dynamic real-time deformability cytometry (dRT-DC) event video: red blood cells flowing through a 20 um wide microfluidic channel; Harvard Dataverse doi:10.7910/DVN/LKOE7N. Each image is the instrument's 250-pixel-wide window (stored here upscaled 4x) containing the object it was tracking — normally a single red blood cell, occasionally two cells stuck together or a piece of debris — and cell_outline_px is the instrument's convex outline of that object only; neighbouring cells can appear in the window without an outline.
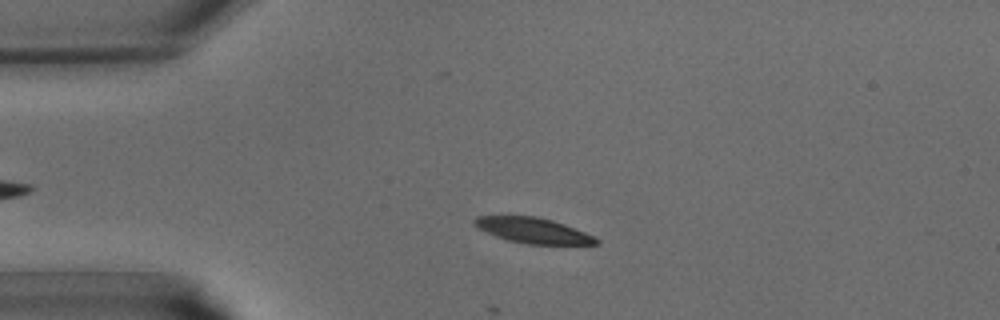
{"species": "common noctule bat (a hibernating species)", "species_latin": "Nyctalus noctula", "temperature_condition": "warm", "stored_images_in_passage": 25, "camera_frame_rate_fps": 3000, "um_per_image_px": 0.085, "animal": {"sex": "male", "body_mass_g": 15.6}, "frame": {"image": 1, "passage_image": 7, "time_ms": 2.0, "image_size_px": [1000, 320], "cell_outline_px": [[600, 244], [528, 244], [508, 240], [496, 236], [472, 224], [472, 220], [476, 216], [536, 216], [552, 220], [564, 224], [596, 236], [600, 240]], "centroid_in_image_um": [45.35, 19.58], "position_along_channel_um": 39.7, "area_um2": 17.98}}
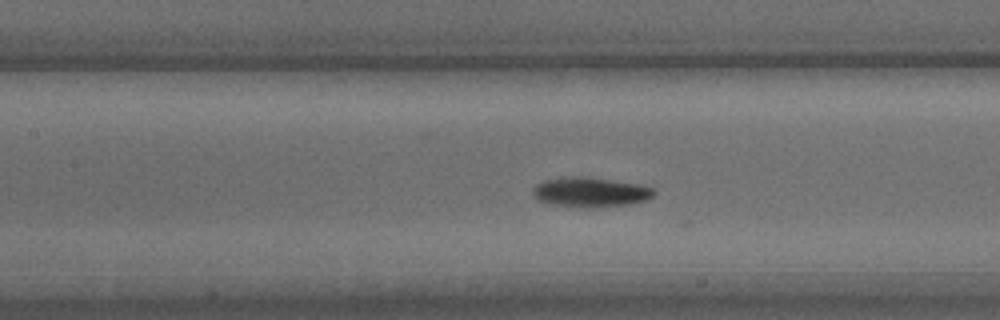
{"frame": {"image": 2, "passage_image": 16, "time_ms": 5.0, "image_size_px": [1000, 320], "cell_outline_px": [[656, 192], [652, 196], [644, 200], [632, 204], [592, 208], [580, 208], [552, 204], [540, 200], [532, 192], [532, 188], [536, 184], [544, 180], [568, 176], [580, 176], [640, 184], [656, 188]], "centroid_in_image_um": [50.2, 16.34], "position_along_channel_um": 157.2, "area_um2": 21.1}}
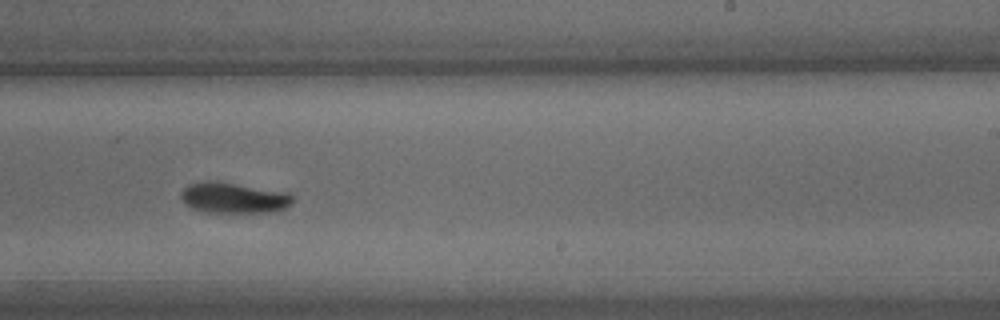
{"frame": {"image": 3, "passage_image": 23, "time_ms": 7.333, "image_size_px": [1000, 320], "cell_outline_px": [[292, 200], [284, 208], [276, 212], [208, 212], [188, 208], [184, 204], [180, 196], [180, 192], [188, 184], [204, 180], [216, 180], [288, 192], [292, 196]], "centroid_in_image_um": [19.79, 16.8], "position_along_channel_um": 269.2, "area_um2": 20.29}}